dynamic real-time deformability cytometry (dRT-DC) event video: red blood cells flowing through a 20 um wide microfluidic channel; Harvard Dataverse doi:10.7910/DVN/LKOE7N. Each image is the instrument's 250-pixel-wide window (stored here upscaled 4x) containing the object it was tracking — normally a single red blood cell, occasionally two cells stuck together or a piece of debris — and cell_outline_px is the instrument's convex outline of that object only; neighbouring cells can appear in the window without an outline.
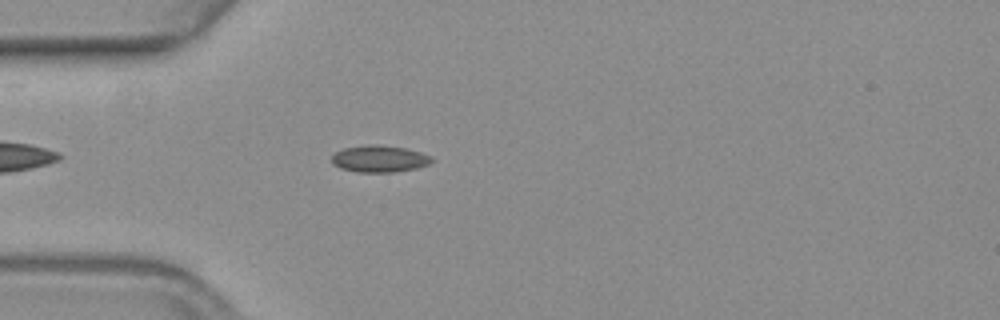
{"species": "common noctule bat (a hibernating species)", "species_latin": "Nyctalus noctula", "temperature_condition": "warm", "stored_images_in_passage": 42, "camera_frame_rate_fps": 3000, "um_per_image_px": 0.085, "animal": {"sex": "female", "body_mass_g": 19.3, "forearm_length_mm": 54.1}, "frame": {"image": 1, "passage_image": 2, "time_ms": 0.333, "image_size_px": [1000, 320], "cell_outline_px": [[432, 160], [428, 164], [416, 168], [392, 172], [356, 172], [340, 168], [332, 164], [332, 156], [336, 152], [344, 148], [368, 144], [376, 144], [404, 148], [420, 152], [432, 156]], "centroid_in_image_um": [32.22, 13.49], "position_along_channel_um": 52.8, "area_um2": 15.55}}
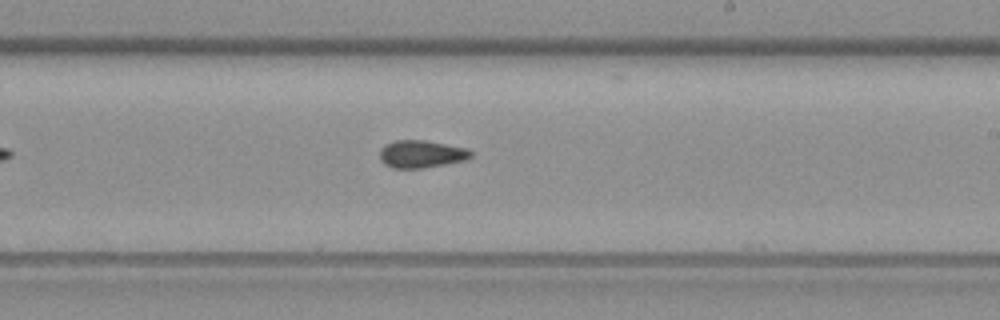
{"frame": {"image": 2, "passage_image": 19, "time_ms": 6.0, "image_size_px": [1000, 320], "cell_outline_px": [[472, 156], [464, 160], [424, 168], [392, 168], [384, 164], [380, 160], [380, 148], [384, 144], [396, 140], [424, 140], [468, 148], [472, 152]], "centroid_in_image_um": [35.78, 13.09], "position_along_channel_um": 253.2, "area_um2": 14.68}}
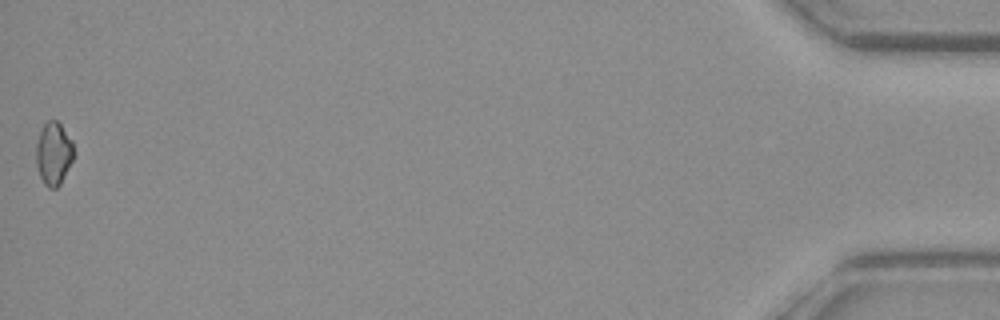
{"frame": {"image": 3, "passage_image": 42, "time_ms": 13.667, "image_size_px": [1000, 320], "cell_outline_px": [[72, 160], [60, 184], [56, 188], [48, 188], [44, 184], [40, 176], [36, 164], [36, 144], [40, 132], [44, 124], [48, 120], [56, 120], [60, 124], [72, 140]], "centroid_in_image_um": [4.53, 13.05], "position_along_channel_um": 430.7, "area_um2": 13.53}, "authors_computed_cell_mechanics": {"area_um2": 14.4789, "velocity_mm_per_s": 3.6631, "shape_relaxation_time_tau1_ms": 5.0572, "shape_relaxation_time_tau2_ms": 3.0679, "deformation_change_tau1": 0.085, "deformation_change_tau2": 0.0796}}